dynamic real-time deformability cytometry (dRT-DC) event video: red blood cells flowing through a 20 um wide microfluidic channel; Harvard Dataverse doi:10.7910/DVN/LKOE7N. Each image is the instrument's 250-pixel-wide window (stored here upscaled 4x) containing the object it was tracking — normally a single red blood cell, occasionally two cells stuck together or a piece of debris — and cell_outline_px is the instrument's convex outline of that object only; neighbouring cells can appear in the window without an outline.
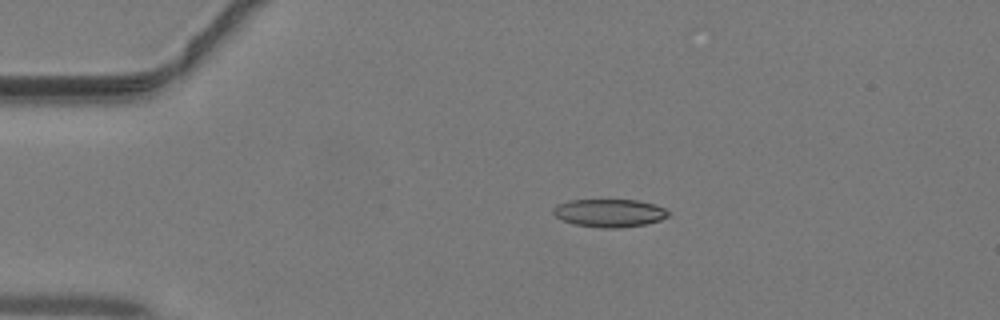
{"species": "common noctule bat (a hibernating species)", "species_latin": "Nyctalus noctula", "temperature_condition": "warm", "stored_images_in_passage": 38, "camera_frame_rate_fps": 3000, "um_per_image_px": 0.085, "animal": {"sex": "male", "body_mass_g": 19.2, "forearm_length_mm": 51.8}, "frame": {"image": 1, "passage_image": 3, "time_ms": 0.667, "image_size_px": [1000, 320], "cell_outline_px": [[668, 216], [660, 220], [644, 224], [620, 228], [600, 228], [572, 224], [556, 216], [552, 212], [552, 208], [556, 204], [568, 200], [636, 200], [652, 204], [664, 208], [668, 212]], "centroid_in_image_um": [51.74, 18.1], "position_along_channel_um": 33.3, "area_um2": 18.73}}
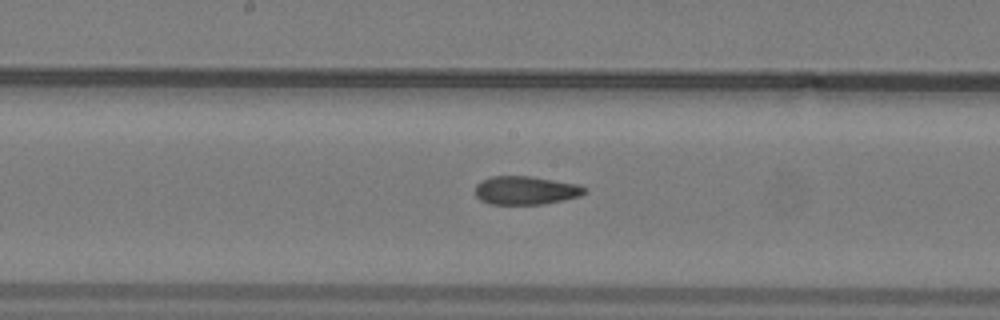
{"frame": {"image": 2, "passage_image": 17, "time_ms": 5.333, "image_size_px": [1000, 320], "cell_outline_px": [[588, 192], [580, 196], [544, 204], [488, 204], [480, 200], [476, 196], [476, 184], [480, 180], [492, 176], [532, 176], [580, 184], [588, 188]], "centroid_in_image_um": [44.72, 16.17], "position_along_channel_um": 203.5, "area_um2": 18.44}}
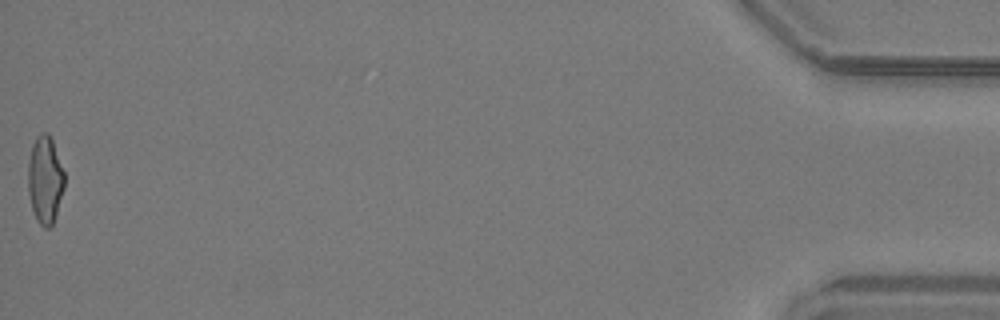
{"frame": {"image": 3, "passage_image": 38, "time_ms": 12.333, "image_size_px": [1000, 320], "cell_outline_px": [[64, 188], [56, 216], [52, 224], [48, 228], [44, 228], [36, 220], [32, 208], [28, 192], [28, 164], [32, 144], [36, 136], [40, 132], [48, 132], [52, 140], [64, 172]], "centroid_in_image_um": [3.82, 15.28], "position_along_channel_um": 431.4, "area_um2": 18.61}}